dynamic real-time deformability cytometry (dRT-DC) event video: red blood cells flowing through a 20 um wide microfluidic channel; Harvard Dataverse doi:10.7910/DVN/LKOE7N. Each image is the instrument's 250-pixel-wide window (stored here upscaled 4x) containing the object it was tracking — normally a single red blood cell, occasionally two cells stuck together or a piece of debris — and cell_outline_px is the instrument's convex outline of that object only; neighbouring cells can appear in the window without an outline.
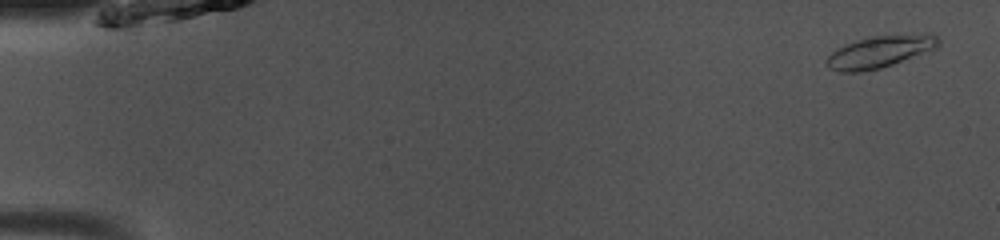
{"species": "common noctule bat (a hibernating species)", "species_latin": "Nyctalus noctula", "temperature_condition": "room temperature", "stored_images_in_passage": 49, "camera_frame_rate_fps": 3000, "um_per_image_px": 0.085, "animal": {"sex": "male", "body_mass_g": 13.0, "forearm_length_mm": 53.1}, "frame": {"image": 1, "passage_image": 2, "time_ms": 0.333, "image_size_px": [1000, 240], "cell_outline_px": [[940, 44], [936, 48], [892, 64], [880, 68], [860, 72], [840, 72], [828, 68], [824, 60], [832, 52], [848, 44], [860, 40], [876, 36], [928, 32], [932, 32], [940, 40]], "centroid_in_image_um": [74.83, 4.39], "position_along_channel_um": 10.2, "area_um2": 20.69}}
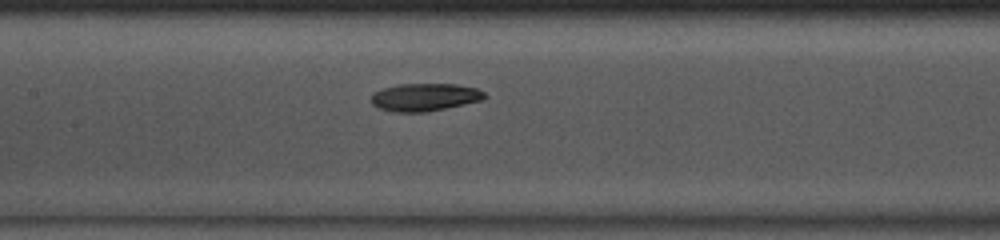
{"frame": {"image": 2, "passage_image": 24, "time_ms": 7.667, "image_size_px": [1000, 240], "cell_outline_px": [[488, 96], [484, 100], [424, 112], [396, 112], [380, 108], [372, 104], [372, 92], [384, 88], [400, 84], [456, 84], [476, 88], [484, 92]], "centroid_in_image_um": [36.13, 8.25], "position_along_channel_um": 171.3, "area_um2": 18.21}}
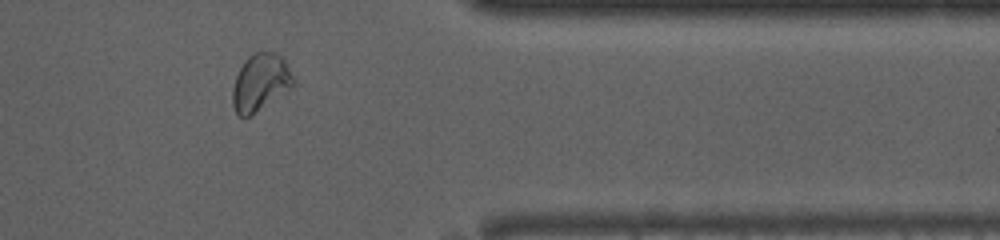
{"frame": {"image": 3, "passage_image": 41, "time_ms": 13.333, "image_size_px": [1000, 240], "cell_outline_px": [[296, 84], [292, 88], [248, 116], [240, 116], [236, 112], [232, 104], [232, 88], [236, 76], [244, 60], [252, 52], [276, 52], [284, 60], [296, 80]], "centroid_in_image_um": [22.14, 6.97], "position_along_channel_um": 389.3, "area_um2": 20.17}, "authors_computed_cell_mechanics": {"area_um2": 18.785, "velocity_mm_per_s": 4.0637, "shape_relaxation_time_tau1_ms": 4.9937, "shape_relaxation_time_tau2_ms": 4.2534, "deformation_change_tau1": 0.1094, "deformation_change_tau2": 0.0982}}